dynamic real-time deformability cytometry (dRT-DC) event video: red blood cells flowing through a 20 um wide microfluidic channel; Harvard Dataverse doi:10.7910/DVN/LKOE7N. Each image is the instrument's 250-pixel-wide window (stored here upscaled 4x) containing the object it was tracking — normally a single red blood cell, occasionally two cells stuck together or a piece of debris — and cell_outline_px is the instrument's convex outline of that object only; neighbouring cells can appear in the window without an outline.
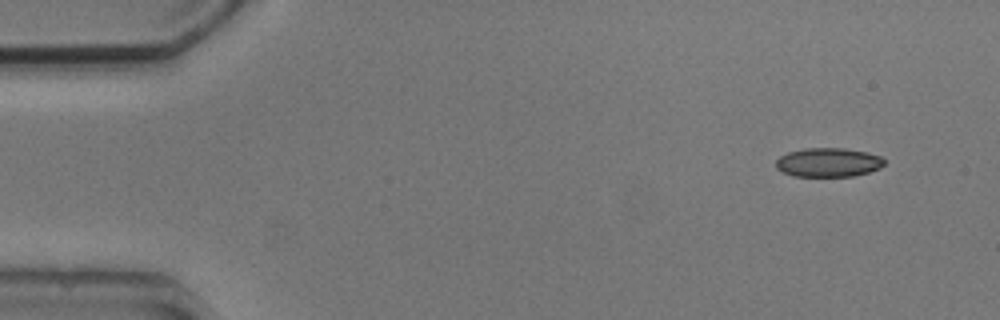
{"species": "common noctule bat (a hibernating species)", "species_latin": "Nyctalus noctula", "temperature_condition": "cold", "stored_images_in_passage": 4, "camera_frame_rate_fps": 3000, "um_per_image_px": 0.085, "animal": {"sex": "male", "body_mass_g": 20.5, "forearm_length_mm": 52.5}, "frame": {"image": 1, "passage_image": 1, "time_ms": 0.0, "image_size_px": [1000, 320], "cell_outline_px": [[884, 164], [880, 168], [868, 172], [852, 176], [792, 176], [776, 168], [776, 160], [780, 156], [788, 152], [804, 148], [844, 148], [868, 152], [880, 156], [884, 160]], "centroid_in_image_um": [70.4, 13.8], "position_along_channel_um": 14.6, "area_um2": 18.32}}
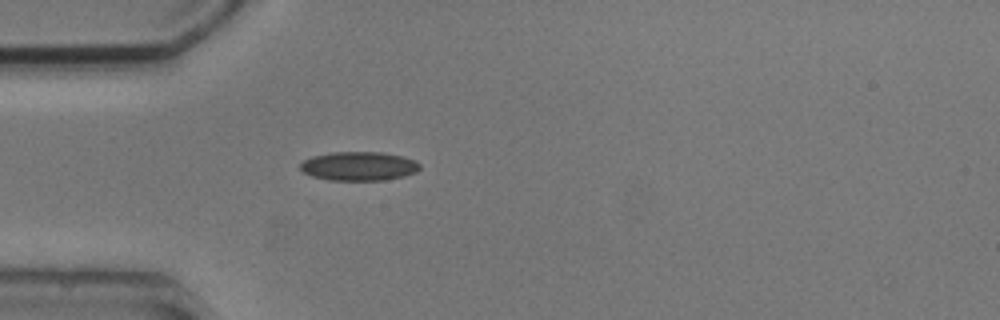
{"frame": {"image": 2, "passage_image": 4, "time_ms": 3.667, "image_size_px": [1000, 320], "cell_outline_px": [[420, 168], [416, 172], [404, 176], [384, 180], [328, 180], [312, 176], [304, 172], [300, 168], [300, 164], [304, 160], [312, 156], [332, 152], [380, 152], [404, 156], [416, 160], [420, 164]], "centroid_in_image_um": [30.53, 14.12], "position_along_channel_um": 54.5, "area_um2": 20.23}}